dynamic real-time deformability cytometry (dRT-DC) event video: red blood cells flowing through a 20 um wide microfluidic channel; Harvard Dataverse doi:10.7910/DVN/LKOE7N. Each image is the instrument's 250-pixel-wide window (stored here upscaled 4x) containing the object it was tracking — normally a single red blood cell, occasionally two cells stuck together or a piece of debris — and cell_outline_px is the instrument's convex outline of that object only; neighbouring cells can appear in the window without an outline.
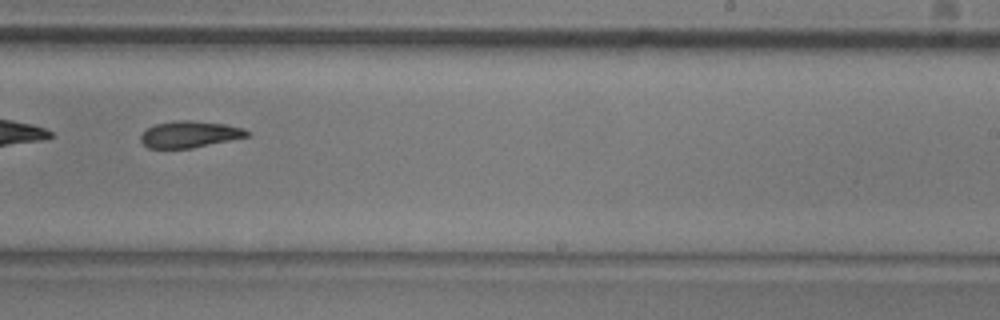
{"species": "common noctule bat (a hibernating species)", "species_latin": "Nyctalus noctula", "temperature_condition": "room temperature", "stored_images_in_passage": 36, "camera_frame_rate_fps": 3000, "um_per_image_px": 0.085, "animal": {"sex": "male", "body_mass_g": 20.5, "forearm_length_mm": 52.5}, "frame": {"image": 1, "passage_image": 16, "time_ms": 5.0, "image_size_px": [1000, 320], "cell_outline_px": [[248, 136], [192, 148], [148, 148], [140, 140], [140, 136], [148, 128], [156, 124], [176, 120], [192, 120], [224, 124], [244, 128], [248, 132]], "centroid_in_image_um": [16.1, 11.41], "position_along_channel_um": 272.9, "area_um2": 16.24}}